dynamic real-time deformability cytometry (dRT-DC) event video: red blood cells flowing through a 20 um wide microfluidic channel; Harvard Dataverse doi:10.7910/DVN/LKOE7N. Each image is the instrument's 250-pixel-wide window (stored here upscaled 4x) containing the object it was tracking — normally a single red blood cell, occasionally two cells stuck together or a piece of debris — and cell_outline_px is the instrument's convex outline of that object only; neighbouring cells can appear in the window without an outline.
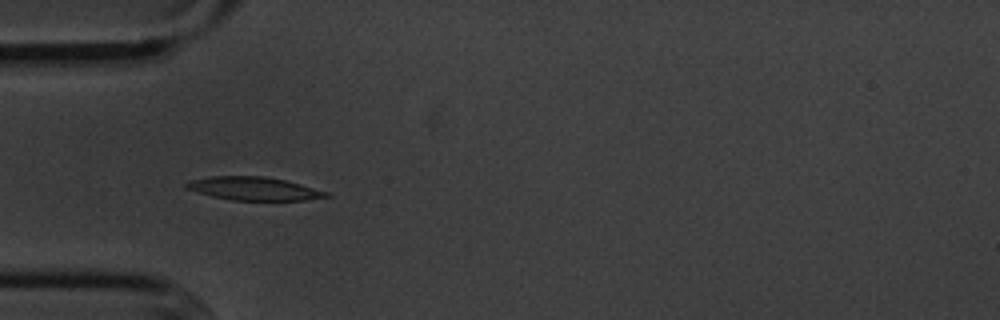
{"species": "common noctule bat (a hibernating species)", "species_latin": "Nyctalus noctula", "temperature_condition": "cold", "stored_images_in_passage": 15, "camera_frame_rate_fps": 3000, "um_per_image_px": 0.085, "animal": {"sex": "male", "body_mass_g": 20.1, "forearm_length_mm": 53.5}, "frame": {"image": 1, "passage_image": 5, "time_ms": 5.333, "image_size_px": [1000, 320], "cell_outline_px": [[332, 196], [304, 200], [232, 200], [212, 196], [196, 192], [184, 188], [184, 184], [188, 180], [208, 176], [264, 176], [284, 180], [300, 184], [328, 192]], "centroid_in_image_um": [21.51, 16.02], "position_along_channel_um": 63.5, "area_um2": 19.02}}
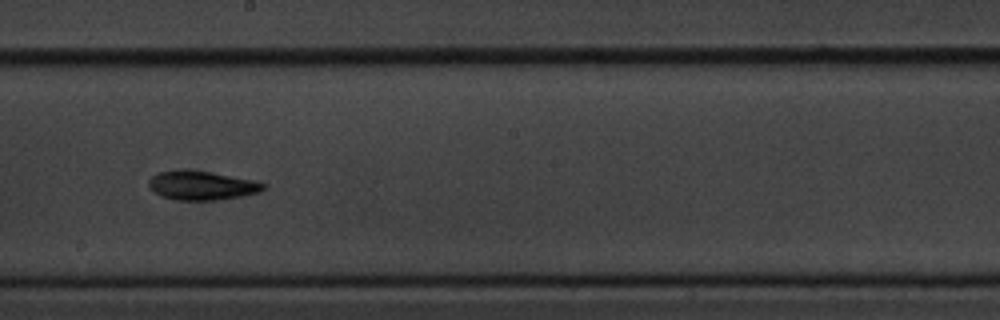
{"frame": {"image": 2, "passage_image": 9, "time_ms": 10.0, "image_size_px": [1000, 320], "cell_outline_px": [[268, 184], [260, 192], [240, 196], [216, 200], [176, 200], [160, 196], [148, 184], [148, 180], [152, 176], [160, 172], [212, 172], [256, 180]], "centroid_in_image_um": [17.23, 15.79], "position_along_channel_um": 231.0, "area_um2": 18.84}}
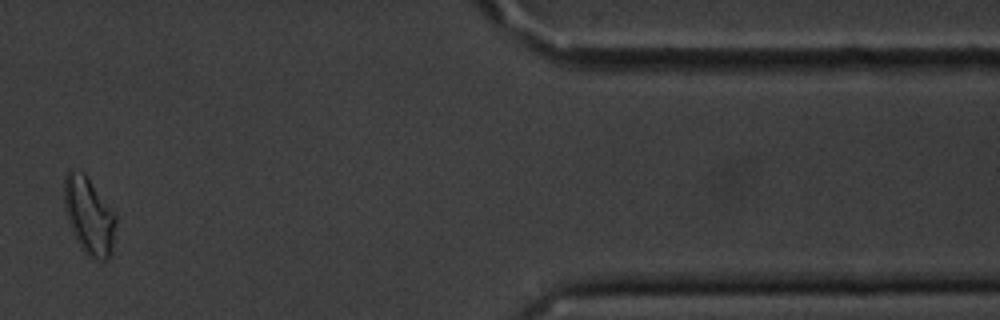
{"frame": {"image": 3, "passage_image": 14, "time_ms": 16.0, "image_size_px": [1000, 320], "cell_outline_px": [[116, 224], [112, 248], [108, 260], [96, 260], [88, 256], [84, 252], [76, 240], [72, 232], [64, 208], [64, 180], [68, 172], [72, 168], [84, 172], [116, 212]], "centroid_in_image_um": [7.58, 18.32], "position_along_channel_um": 403.8, "area_um2": 23.58}}